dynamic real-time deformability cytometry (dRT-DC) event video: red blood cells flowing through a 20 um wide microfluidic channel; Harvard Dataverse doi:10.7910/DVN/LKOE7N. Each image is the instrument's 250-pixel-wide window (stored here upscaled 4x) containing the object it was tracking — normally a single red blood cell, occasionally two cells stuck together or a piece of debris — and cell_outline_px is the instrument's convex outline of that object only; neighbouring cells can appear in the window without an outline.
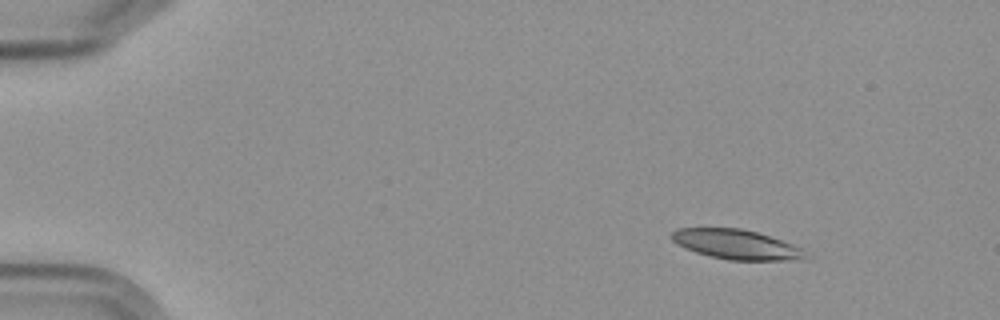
{"species": "Egyptian fruit bat (a non-hibernating species)", "species_latin": "Rousettus aegyptiacus", "temperature_condition": "cold", "stored_images_in_passage": 4, "camera_frame_rate_fps": 3000, "um_per_image_px": 0.085, "frame": {"image": 1, "passage_image": 2, "time_ms": 1.0, "image_size_px": [1000, 320], "cell_outline_px": [[804, 256], [784, 260], [728, 260], [696, 252], [672, 240], [668, 236], [676, 228], [740, 228], [756, 232], [804, 248]], "centroid_in_image_um": [62.52, 20.75], "position_along_channel_um": 22.5, "area_um2": 22.54}}